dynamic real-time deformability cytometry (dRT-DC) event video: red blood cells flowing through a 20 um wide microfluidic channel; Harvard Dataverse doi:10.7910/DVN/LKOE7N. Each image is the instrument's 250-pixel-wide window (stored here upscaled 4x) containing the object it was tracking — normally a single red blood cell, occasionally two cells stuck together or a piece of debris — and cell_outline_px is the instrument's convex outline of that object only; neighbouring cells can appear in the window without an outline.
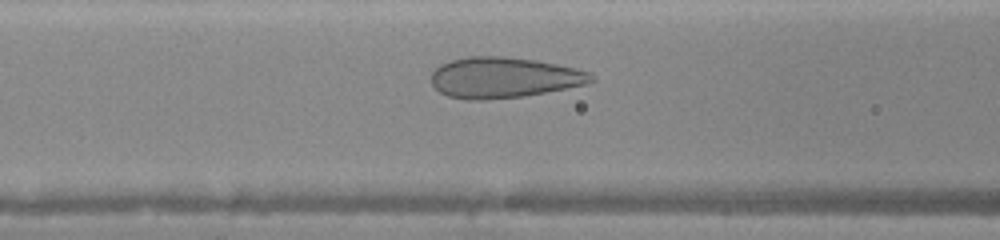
{"species": "human", "species_latin": "Homo sapiens", "temperature_condition": "warm", "stored_images_in_passage": 28, "camera_frame_rate_fps": 3000, "um_per_image_px": 0.085, "donor": {"sex": "female"}, "frame": {"image": 1, "passage_image": 9, "time_ms": 2.667, "image_size_px": [1000, 240], "cell_outline_px": [[596, 80], [588, 84], [524, 96], [484, 100], [468, 100], [448, 96], [440, 92], [432, 84], [432, 72], [440, 64], [448, 60], [468, 56], [500, 56], [536, 60], [576, 68], [588, 72]], "centroid_in_image_um": [42.81, 6.59], "position_along_channel_um": 123.8, "area_um2": 38.03}}
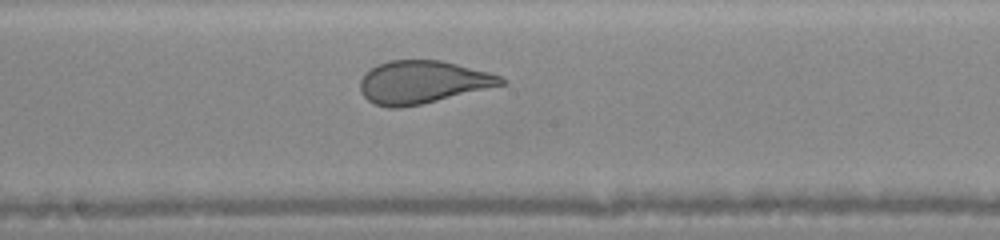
{"frame": {"image": 2, "passage_image": 15, "time_ms": 4.667, "image_size_px": [1000, 240], "cell_outline_px": [[508, 84], [420, 104], [400, 108], [388, 108], [376, 104], [368, 100], [360, 92], [360, 80], [372, 68], [388, 60], [440, 60], [488, 72], [500, 76], [508, 80]], "centroid_in_image_um": [35.94, 6.99], "position_along_channel_um": 212.3, "area_um2": 34.91}}
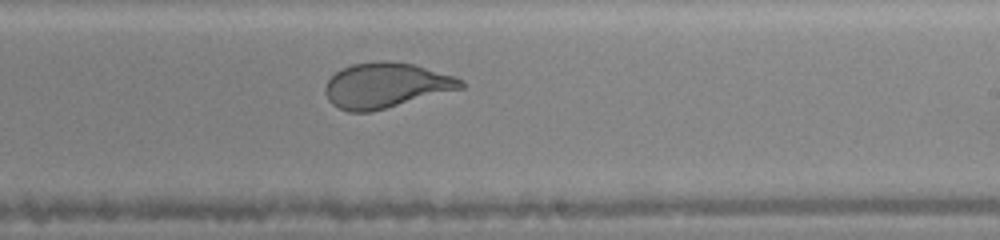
{"frame": {"image": 3, "passage_image": 18, "time_ms": 5.667, "image_size_px": [1000, 240], "cell_outline_px": [[464, 88], [368, 112], [348, 112], [332, 104], [328, 100], [324, 92], [324, 88], [328, 80], [340, 68], [352, 64], [384, 60], [412, 64], [456, 76], [464, 80]], "centroid_in_image_um": [32.79, 7.25], "position_along_channel_um": 256.2, "area_um2": 35.55}}